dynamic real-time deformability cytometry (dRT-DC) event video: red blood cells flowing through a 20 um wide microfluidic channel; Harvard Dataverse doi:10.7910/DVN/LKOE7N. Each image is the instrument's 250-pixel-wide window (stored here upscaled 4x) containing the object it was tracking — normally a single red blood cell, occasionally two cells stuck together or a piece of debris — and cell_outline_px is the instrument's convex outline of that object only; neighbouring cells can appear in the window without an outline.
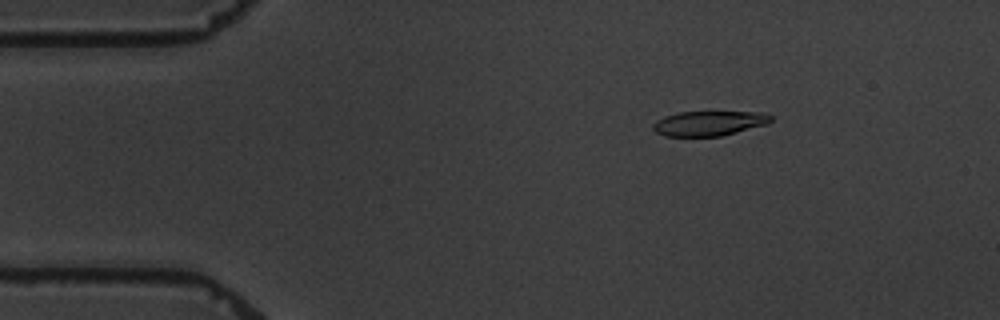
{"species": "common noctule bat (a hibernating species)", "species_latin": "Nyctalus noctula", "temperature_condition": "warm", "stored_images_in_passage": 5, "camera_frame_rate_fps": 3000, "um_per_image_px": 0.085, "animal": {"sex": "male", "body_mass_g": 19.5, "forearm_length_mm": 54.6}, "frame": {"image": 1, "passage_image": 3, "time_ms": 2.333, "image_size_px": [1000, 320], "cell_outline_px": [[772, 120], [768, 124], [720, 136], [664, 136], [656, 132], [652, 128], [652, 124], [656, 120], [664, 116], [680, 112], [764, 112], [772, 116]], "centroid_in_image_um": [60.26, 10.48], "position_along_channel_um": 24.7, "area_um2": 17.05}}
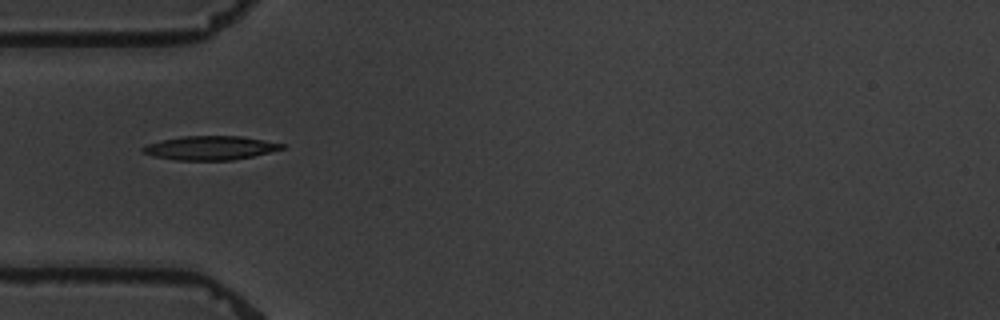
{"frame": {"image": 2, "passage_image": 5, "time_ms": 5.333, "image_size_px": [1000, 320], "cell_outline_px": [[288, 144], [284, 148], [252, 156], [232, 160], [176, 160], [152, 156], [144, 152], [140, 148], [148, 144], [160, 140], [184, 136], [240, 136]], "centroid_in_image_um": [17.87, 12.57], "position_along_channel_um": 67.1, "area_um2": 19.31}}